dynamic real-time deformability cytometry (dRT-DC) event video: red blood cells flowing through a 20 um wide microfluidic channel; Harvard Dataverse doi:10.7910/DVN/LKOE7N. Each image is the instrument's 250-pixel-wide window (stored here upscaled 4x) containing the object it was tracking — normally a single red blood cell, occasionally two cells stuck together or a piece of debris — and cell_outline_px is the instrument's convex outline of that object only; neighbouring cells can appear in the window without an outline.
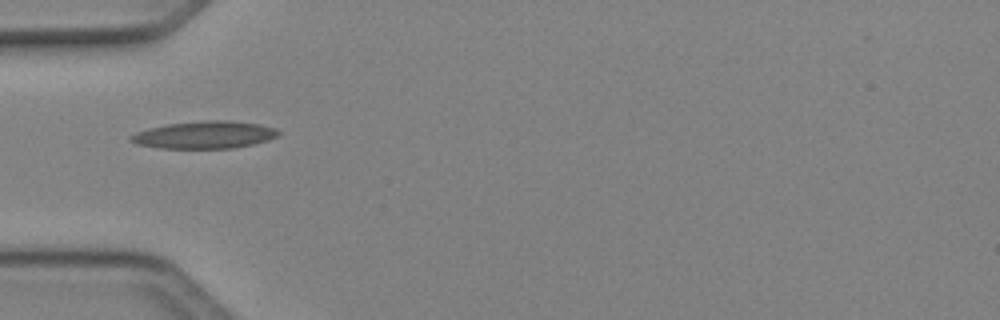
{"species": "Egyptian fruit bat (a non-hibernating species)", "species_latin": "Rousettus aegyptiacus", "temperature_condition": "cold", "stored_images_in_passage": 34, "camera_frame_rate_fps": 3000, "um_per_image_px": 0.085, "animal": {"sex": "female"}, "frame": {"image": 1, "passage_image": 1, "time_ms": 0.0, "image_size_px": [1000, 320], "cell_outline_px": [[280, 132], [276, 136], [268, 140], [252, 144], [232, 148], [160, 148], [136, 144], [128, 140], [128, 136], [136, 132], [148, 128], [168, 124], [204, 120], [232, 120], [260, 124], [276, 128]], "centroid_in_image_um": [17.36, 11.45], "position_along_channel_um": 67.6, "area_um2": 23.64}}
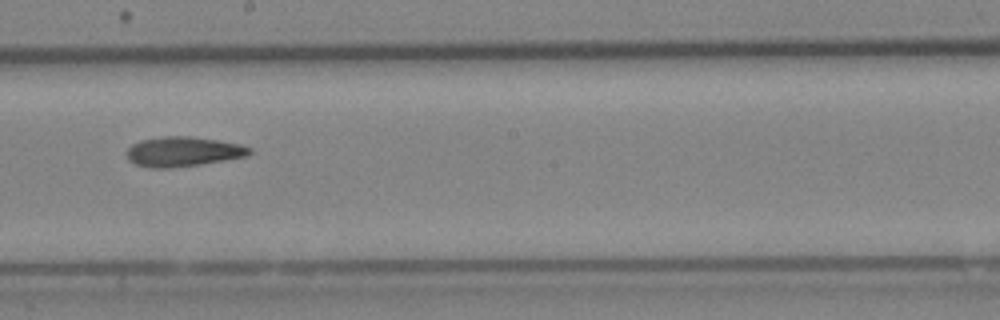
{"frame": {"image": 2, "passage_image": 13, "time_ms": 4.0, "image_size_px": [1000, 320], "cell_outline_px": [[252, 152], [248, 156], [200, 164], [172, 168], [148, 168], [136, 164], [128, 160], [124, 152], [132, 144], [140, 140], [164, 136], [188, 136], [216, 140], [240, 144], [252, 148]], "centroid_in_image_um": [15.52, 12.89], "position_along_channel_um": 232.7, "area_um2": 21.44}}
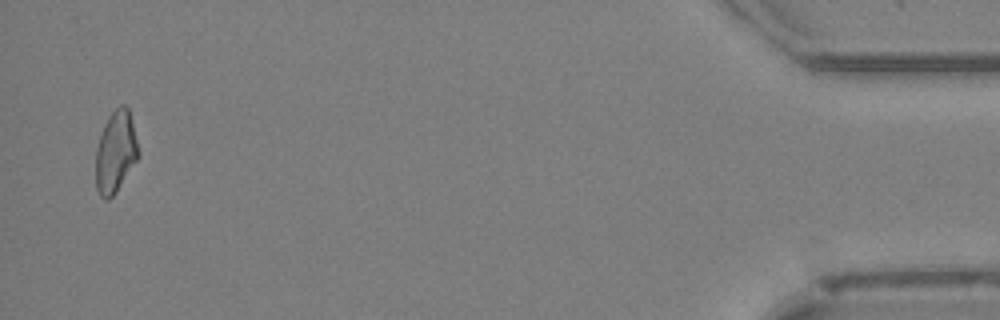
{"frame": {"image": 3, "passage_image": 33, "time_ms": 10.667, "image_size_px": [1000, 320], "cell_outline_px": [[140, 156], [116, 192], [108, 200], [104, 200], [100, 196], [96, 188], [96, 148], [104, 124], [108, 116], [120, 104], [124, 104], [128, 108], [140, 152]], "centroid_in_image_um": [9.83, 12.93], "position_along_channel_um": 425.4, "area_um2": 20.35}, "authors_computed_cell_mechanics": {"area_um2": 21.097, "velocity_mm_per_s": 4.1592, "shape_relaxation_time_tau1_ms": null, "shape_relaxation_time_tau2_ms": 10.2662, "deformation_change_tau1": null, "deformation_change_tau2": 0.2494}}